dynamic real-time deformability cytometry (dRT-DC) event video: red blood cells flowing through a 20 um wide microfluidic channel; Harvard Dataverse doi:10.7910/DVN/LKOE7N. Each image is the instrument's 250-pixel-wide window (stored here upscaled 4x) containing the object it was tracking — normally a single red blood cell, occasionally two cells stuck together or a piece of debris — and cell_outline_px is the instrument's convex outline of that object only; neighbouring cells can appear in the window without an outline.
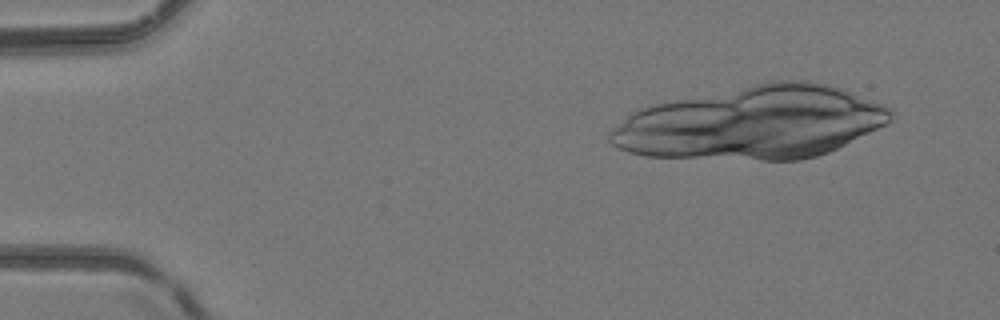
{"species": "common noctule bat (a hibernating species)", "species_latin": "Nyctalus noctula", "temperature_condition": "room temperature", "stored_images_in_passage": 5, "camera_frame_rate_fps": 3000, "um_per_image_px": 0.085, "animal": {"sex": "female", "body_mass_g": 24.6, "forearm_length_mm": 56.2}, "frame": {"image": 1, "passage_image": 4, "time_ms": 1.0, "image_size_px": [1000, 320], "cell_outline_px": [[748, 144], [744, 148], [708, 152], [684, 152], [676, 128], [732, 116], [748, 116]], "centroid_in_image_um": [60.8, 11.48], "position_along_channel_um": 24.2, "area_um2": 14.91}}